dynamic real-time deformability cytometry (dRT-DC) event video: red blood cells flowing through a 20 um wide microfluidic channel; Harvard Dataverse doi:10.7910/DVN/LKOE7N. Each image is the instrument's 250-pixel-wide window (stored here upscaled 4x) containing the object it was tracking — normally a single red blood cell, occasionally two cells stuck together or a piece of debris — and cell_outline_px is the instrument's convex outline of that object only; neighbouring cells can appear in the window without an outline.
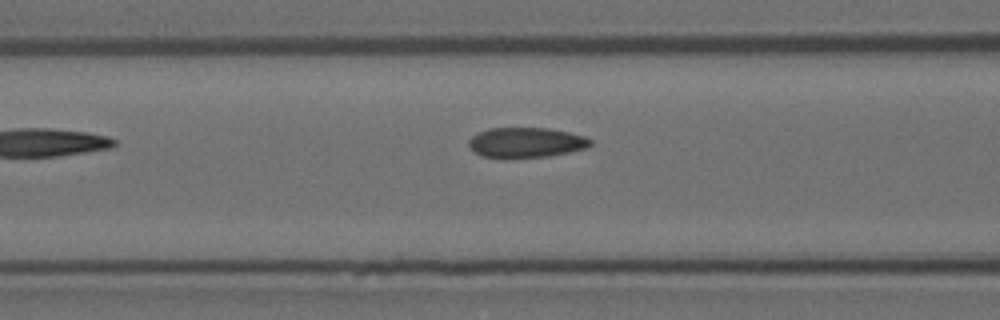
{"species": "Egyptian fruit bat (a non-hibernating species)", "species_latin": "Rousettus aegyptiacus", "temperature_condition": "room temperature", "stored_images_in_passage": 6, "camera_frame_rate_fps": 3000, "um_per_image_px": 0.085, "animal": {"sex": "female"}, "frame": {"image": 1, "passage_image": 4, "time_ms": 1.0, "image_size_px": [1000, 320], "cell_outline_px": [[592, 144], [588, 148], [548, 156], [480, 156], [472, 152], [468, 144], [468, 140], [472, 136], [488, 128], [548, 128], [568, 132], [584, 136], [592, 140]], "centroid_in_image_um": [44.72, 12.09], "position_along_channel_um": 121.9, "area_um2": 20.98}}
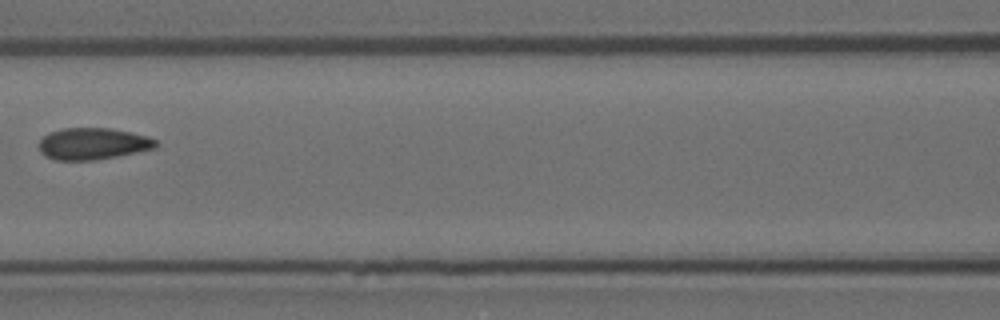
{"frame": {"image": 2, "passage_image": 5, "time_ms": 1.333, "image_size_px": [1000, 320], "cell_outline_px": [[160, 144], [156, 148], [116, 156], [92, 160], [56, 160], [44, 156], [40, 152], [40, 140], [48, 132], [64, 128], [108, 128], [132, 132], [148, 136], [156, 140]], "centroid_in_image_um": [7.9, 12.21], "position_along_channel_um": 158.7, "area_um2": 21.62}}
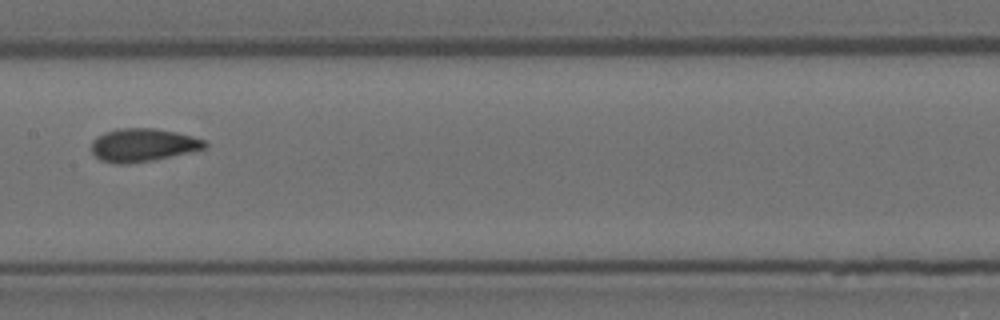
{"frame": {"image": 3, "passage_image": 6, "time_ms": 1.667, "image_size_px": [1000, 320], "cell_outline_px": [[208, 148], [152, 160], [128, 164], [116, 164], [100, 160], [92, 152], [92, 140], [96, 136], [104, 132], [116, 128], [156, 128], [176, 132], [192, 136], [204, 140], [208, 144]], "centroid_in_image_um": [12.13, 12.32], "position_along_channel_um": 195.3, "area_um2": 22.02}}